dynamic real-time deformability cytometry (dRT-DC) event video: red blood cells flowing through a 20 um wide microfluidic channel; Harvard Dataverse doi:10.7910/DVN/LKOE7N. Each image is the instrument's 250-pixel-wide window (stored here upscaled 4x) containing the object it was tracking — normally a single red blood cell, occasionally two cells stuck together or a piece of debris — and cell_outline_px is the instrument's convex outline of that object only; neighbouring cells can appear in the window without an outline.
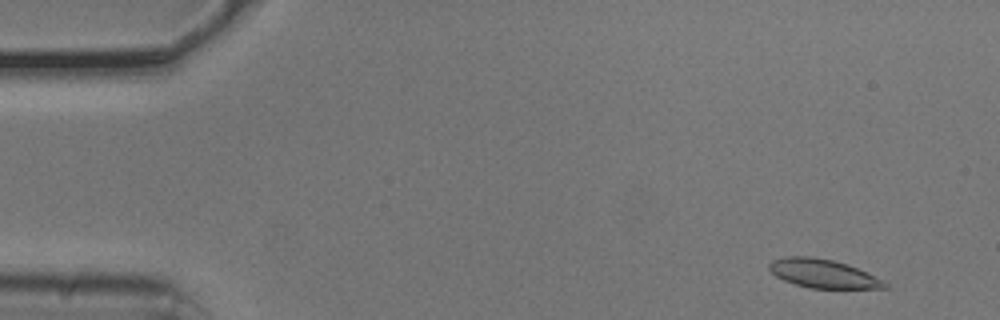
{"species": "common noctule bat (a hibernating species)", "species_latin": "Nyctalus noctula", "temperature_condition": "cold", "stored_images_in_passage": 17, "camera_frame_rate_fps": 3000, "um_per_image_px": 0.085, "animal": {"sex": "male", "body_mass_g": 20.5, "forearm_length_mm": 52.5}, "frame": {"image": 1, "passage_image": 3, "time_ms": 0.667, "image_size_px": [1000, 320], "cell_outline_px": [[888, 288], [808, 288], [784, 280], [776, 276], [768, 268], [768, 264], [772, 260], [788, 256], [812, 256], [832, 260], [848, 264], [884, 280], [888, 284]], "centroid_in_image_um": [69.96, 23.25], "position_along_channel_um": 15.0, "area_um2": 19.25}}
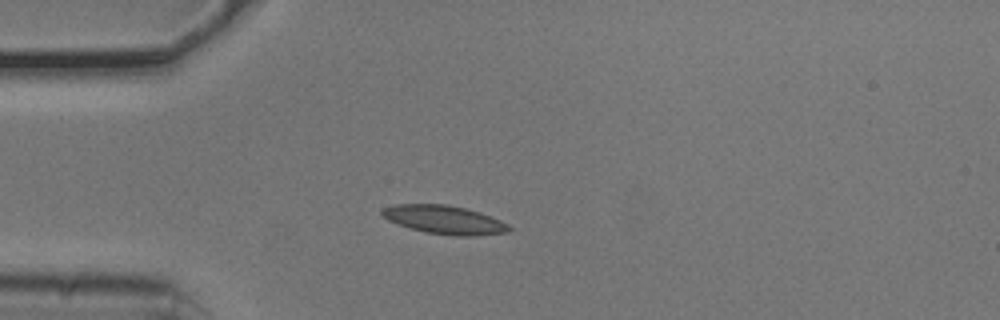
{"frame": {"image": 2, "passage_image": 13, "time_ms": 4.0, "image_size_px": [1000, 320], "cell_outline_px": [[512, 228], [508, 232], [472, 236], [456, 236], [428, 232], [412, 228], [388, 220], [380, 212], [384, 208], [396, 204], [444, 204], [464, 208], [480, 212], [500, 220], [508, 224]], "centroid_in_image_um": [37.81, 18.67], "position_along_channel_um": 47.2, "area_um2": 20.75}}